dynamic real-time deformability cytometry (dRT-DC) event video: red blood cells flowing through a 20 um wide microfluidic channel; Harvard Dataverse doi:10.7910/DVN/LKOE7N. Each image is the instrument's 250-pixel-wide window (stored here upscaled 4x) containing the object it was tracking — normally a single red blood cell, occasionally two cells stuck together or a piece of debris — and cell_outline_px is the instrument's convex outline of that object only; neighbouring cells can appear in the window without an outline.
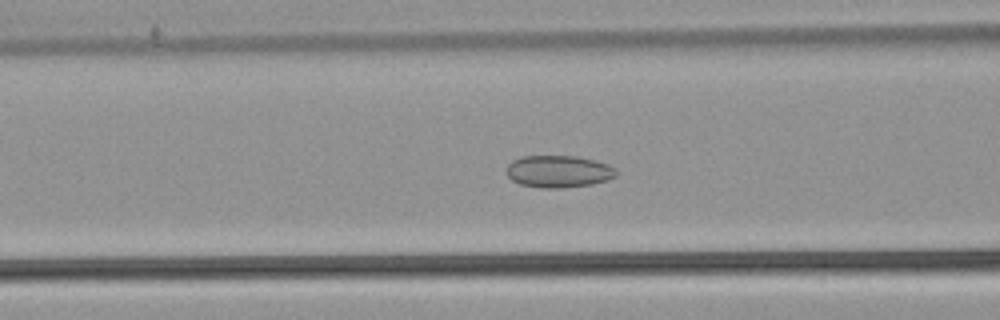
{"species": "common noctule bat (a hibernating species)", "species_latin": "Nyctalus noctula", "temperature_condition": "warm", "stored_images_in_passage": 45, "camera_frame_rate_fps": 3000, "um_per_image_px": 0.085, "animal": {"sex": "male", "body_mass_g": 21.5, "forearm_length_mm": 52.0}, "frame": {"image": 1, "passage_image": 13, "time_ms": 4.0, "image_size_px": [1000, 320], "cell_outline_px": [[616, 176], [608, 180], [592, 184], [560, 188], [540, 188], [520, 184], [512, 180], [504, 172], [508, 164], [512, 160], [524, 156], [576, 156], [596, 160], [608, 164], [616, 168]], "centroid_in_image_um": [47.47, 14.57], "position_along_channel_um": 119.1, "area_um2": 20.75}}
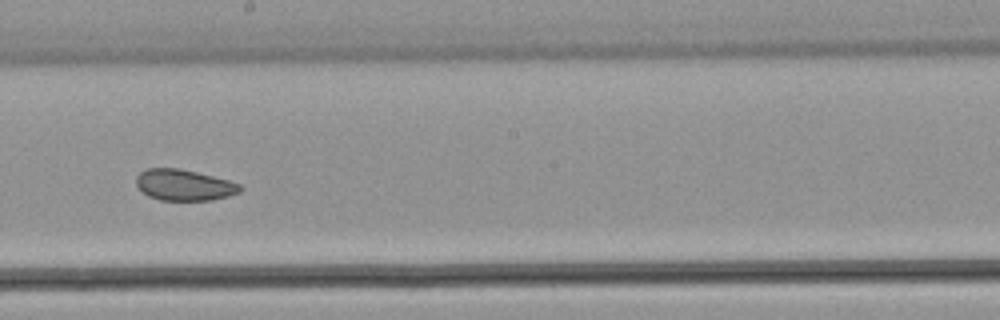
{"frame": {"image": 2, "passage_image": 22, "time_ms": 7.0, "image_size_px": [1000, 320], "cell_outline_px": [[244, 188], [240, 192], [228, 196], [212, 200], [160, 200], [148, 196], [136, 184], [136, 176], [144, 168], [180, 168], [228, 180], [240, 184]], "centroid_in_image_um": [15.65, 15.72], "position_along_channel_um": 232.6, "area_um2": 18.84}}
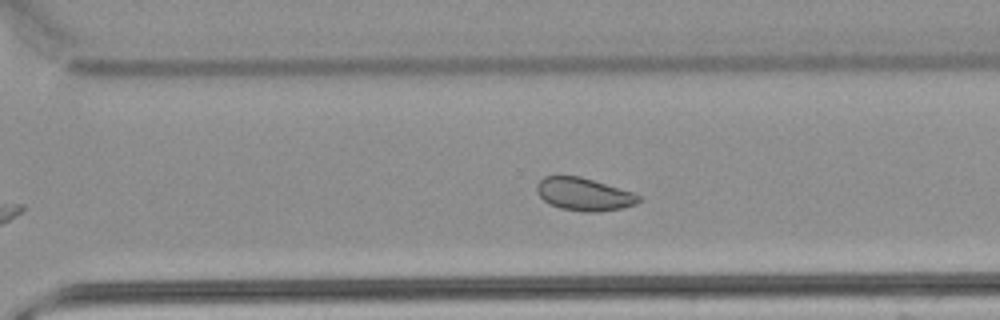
{"frame": {"image": 3, "passage_image": 29, "time_ms": 9.333, "image_size_px": [1000, 320], "cell_outline_px": [[640, 200], [636, 204], [620, 208], [600, 212], [584, 212], [560, 208], [548, 204], [540, 196], [536, 188], [536, 184], [544, 176], [580, 176], [632, 192], [640, 196]], "centroid_in_image_um": [49.61, 16.52], "position_along_channel_um": 321.0, "area_um2": 19.36}, "authors_computed_cell_mechanics": {"area_um2": 20.7502, "velocity_mm_per_s": 3.7915, "shape_relaxation_time_tau1_ms": null, "shape_relaxation_time_tau2_ms": 2.1517, "deformation_change_tau1": null, "deformation_change_tau2": 0.0625}}